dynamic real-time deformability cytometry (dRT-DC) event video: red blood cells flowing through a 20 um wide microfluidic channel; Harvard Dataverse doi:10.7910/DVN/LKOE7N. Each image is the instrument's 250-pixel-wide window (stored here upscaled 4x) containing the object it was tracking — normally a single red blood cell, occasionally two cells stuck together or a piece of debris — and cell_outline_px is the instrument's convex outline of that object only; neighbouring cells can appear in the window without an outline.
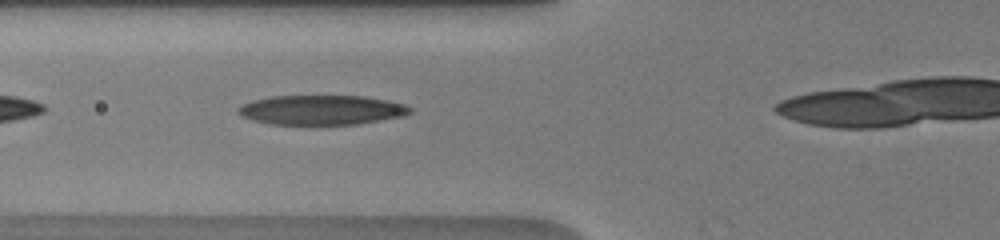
{"species": "human", "species_latin": "Homo sapiens", "temperature_condition": "warm", "stored_images_in_passage": 28, "camera_frame_rate_fps": 3000, "um_per_image_px": 0.085, "donor": {"sex": "male"}, "frame": {"image": 1, "passage_image": 4, "time_ms": 1.0, "image_size_px": [1000, 240], "cell_outline_px": [[412, 112], [404, 116], [356, 124], [268, 124], [252, 120], [236, 112], [236, 108], [240, 104], [252, 100], [272, 96], [364, 96], [388, 100], [404, 104], [412, 108]], "centroid_in_image_um": [27.31, 9.34], "position_along_channel_um": 98.5, "area_um2": 29.77}}
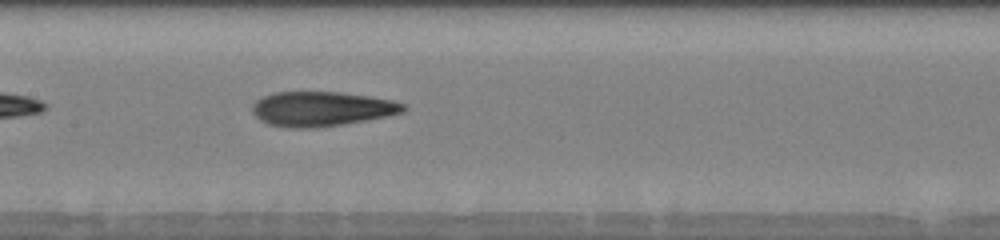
{"frame": {"image": 2, "passage_image": 10, "time_ms": 3.0, "image_size_px": [1000, 240], "cell_outline_px": [[408, 108], [404, 112], [344, 124], [316, 128], [288, 128], [268, 124], [260, 120], [252, 112], [252, 104], [256, 100], [264, 96], [276, 92], [340, 92], [368, 96], [392, 100], [408, 104]], "centroid_in_image_um": [27.34, 9.25], "position_along_channel_um": 180.1, "area_um2": 30.58}}
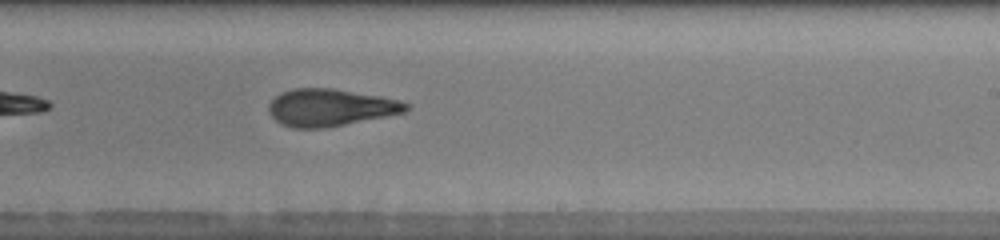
{"frame": {"image": 3, "passage_image": 16, "time_ms": 5.0, "image_size_px": [1000, 240], "cell_outline_px": [[408, 108], [404, 112], [324, 128], [292, 128], [280, 124], [268, 112], [268, 104], [280, 92], [292, 88], [332, 88], [380, 96], [400, 100], [408, 104]], "centroid_in_image_um": [28.01, 9.13], "position_along_channel_um": 261.0, "area_um2": 29.59}}